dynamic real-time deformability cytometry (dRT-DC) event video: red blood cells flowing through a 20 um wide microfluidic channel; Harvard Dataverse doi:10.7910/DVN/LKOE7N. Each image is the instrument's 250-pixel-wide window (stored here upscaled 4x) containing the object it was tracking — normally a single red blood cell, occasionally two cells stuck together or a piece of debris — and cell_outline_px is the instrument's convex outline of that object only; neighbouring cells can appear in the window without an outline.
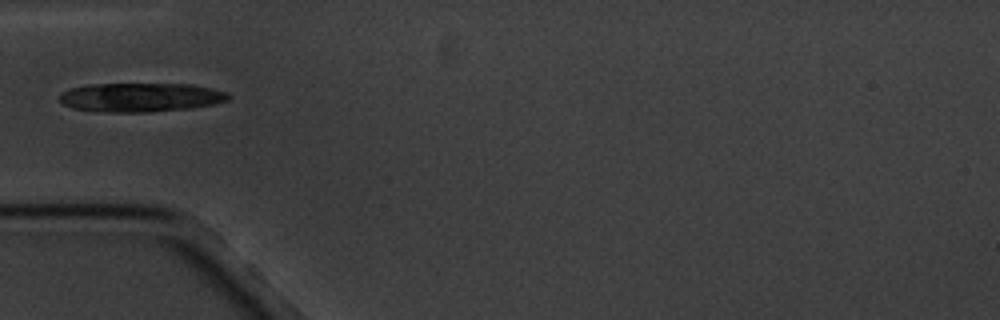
{"species": "common noctule bat (a hibernating species)", "species_latin": "Nyctalus noctula", "temperature_condition": "cold", "stored_images_in_passage": 5, "camera_frame_rate_fps": 3000, "um_per_image_px": 0.085, "animal": {"sex": "male", "body_mass_g": 20.1, "forearm_length_mm": 53.5}, "frame": {"image": 1, "passage_image": 5, "time_ms": 4.333, "image_size_px": [1000, 320], "cell_outline_px": [[232, 96], [228, 100], [212, 104], [192, 108], [152, 112], [108, 112], [72, 108], [64, 104], [60, 100], [60, 92], [68, 88], [88, 84], [192, 84], [212, 88], [228, 92]], "centroid_in_image_um": [11.97, 8.27], "position_along_channel_um": 73.0, "area_um2": 28.73}}